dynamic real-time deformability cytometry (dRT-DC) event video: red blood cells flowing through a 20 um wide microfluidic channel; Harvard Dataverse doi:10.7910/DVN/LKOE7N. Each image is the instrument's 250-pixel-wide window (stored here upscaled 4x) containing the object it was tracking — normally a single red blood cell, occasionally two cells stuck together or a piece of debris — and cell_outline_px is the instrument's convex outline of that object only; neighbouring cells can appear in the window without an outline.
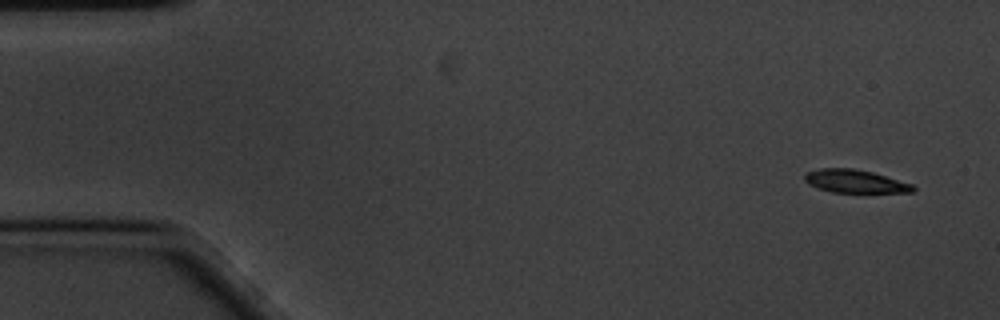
{"species": "common noctule bat (a hibernating species)", "species_latin": "Nyctalus noctula", "temperature_condition": "cold", "stored_images_in_passage": 58, "camera_frame_rate_fps": 3000, "um_per_image_px": 0.085, "animal": {"sex": "male", "body_mass_g": 20.1, "forearm_length_mm": 53.5}, "frame": {"image": 1, "passage_image": 1, "time_ms": 0.0, "image_size_px": [1000, 320], "cell_outline_px": [[916, 188], [912, 192], [832, 192], [816, 188], [808, 184], [804, 180], [804, 172], [820, 168], [852, 168], [872, 172], [912, 184]], "centroid_in_image_um": [72.61, 15.4], "position_along_channel_um": 12.4, "area_um2": 14.57}}
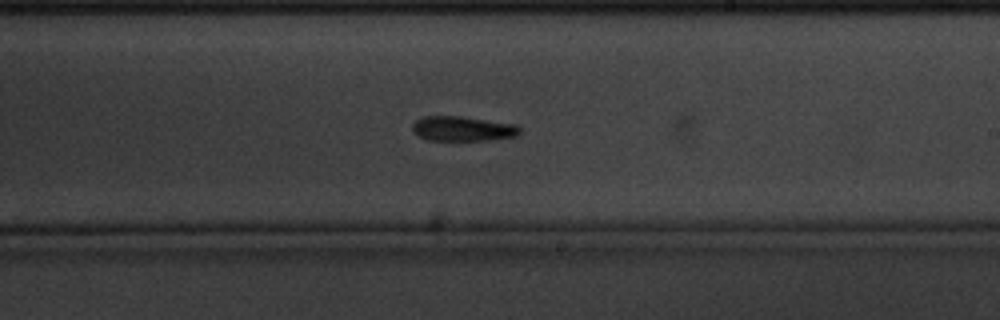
{"frame": {"image": 2, "passage_image": 32, "time_ms": 10.333, "image_size_px": [1000, 320], "cell_outline_px": [[520, 132], [516, 136], [488, 140], [428, 140], [416, 136], [412, 128], [412, 124], [416, 120], [424, 116], [460, 116], [516, 124], [520, 128]], "centroid_in_image_um": [39.3, 10.94], "position_along_channel_um": 249.7, "area_um2": 15.55}}
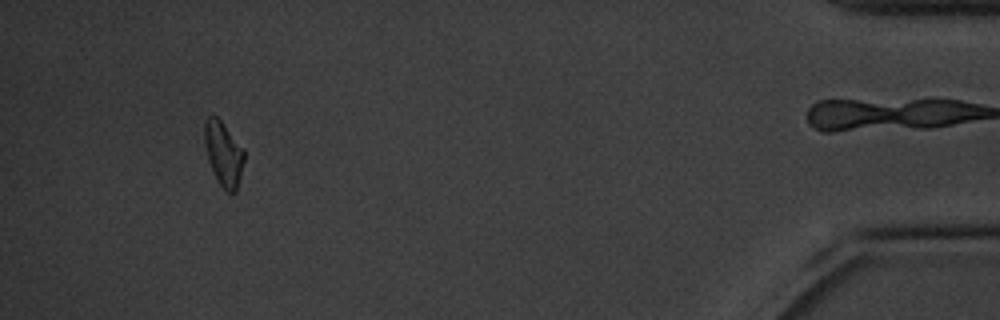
{"frame": {"image": 3, "passage_image": 53, "time_ms": 17.333, "image_size_px": [1000, 320], "cell_outline_px": [[244, 160], [236, 192], [228, 192], [220, 184], [208, 160], [204, 140], [204, 124], [208, 116], [216, 116], [220, 120], [244, 148]], "centroid_in_image_um": [19.0, 13.04], "position_along_channel_um": 416.2, "area_um2": 14.57}, "authors_computed_cell_mechanics": {"area_um2": 15.5482, "velocity_mm_per_s": 3.3675, "shape_relaxation_time_tau1_ms": 3.5276, "shape_relaxation_time_tau2_ms": null, "deformation_change_tau1": 0.1313, "deformation_change_tau2": null}}